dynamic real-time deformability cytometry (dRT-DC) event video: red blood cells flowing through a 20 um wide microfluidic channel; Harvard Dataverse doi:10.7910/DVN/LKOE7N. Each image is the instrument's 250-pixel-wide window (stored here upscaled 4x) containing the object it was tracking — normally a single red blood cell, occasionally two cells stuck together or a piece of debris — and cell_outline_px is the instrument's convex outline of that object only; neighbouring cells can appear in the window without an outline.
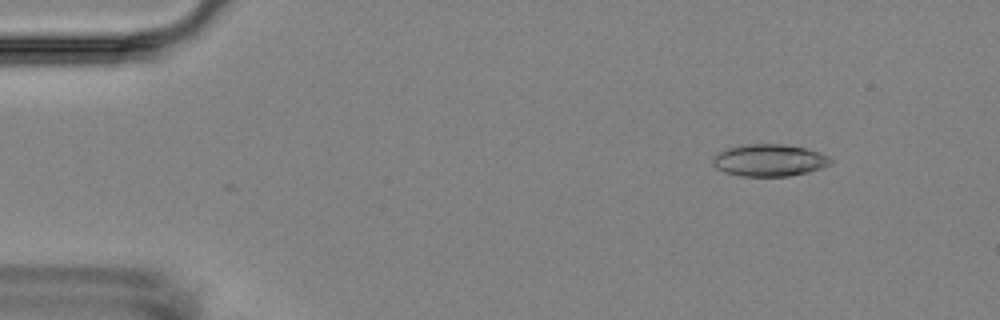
{"species": "Egyptian fruit bat (a non-hibernating species)", "species_latin": "Rousettus aegyptiacus", "temperature_condition": "room temperature", "stored_images_in_passage": 5, "camera_frame_rate_fps": 3000, "um_per_image_px": 0.085, "animal": {"sex": "female"}, "frame": {"image": 1, "passage_image": 2, "time_ms": 1.0, "image_size_px": [1000, 320], "cell_outline_px": [[832, 164], [808, 172], [788, 176], [740, 176], [724, 172], [716, 168], [712, 164], [712, 156], [728, 148], [740, 144], [780, 144], [804, 148], [820, 152], [828, 156], [832, 160]], "centroid_in_image_um": [65.36, 13.62], "position_along_channel_um": 19.6, "area_um2": 22.08}}
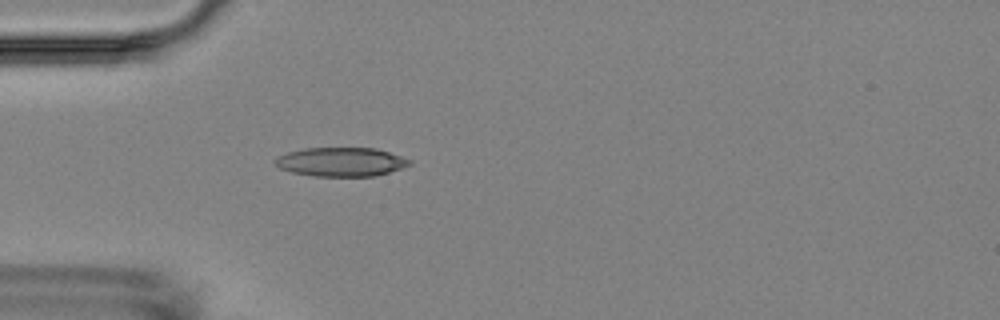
{"frame": {"image": 2, "passage_image": 5, "time_ms": 4.333, "image_size_px": [1000, 320], "cell_outline_px": [[412, 164], [376, 176], [312, 176], [292, 172], [280, 168], [272, 160], [288, 152], [304, 148], [376, 148], [412, 160]], "centroid_in_image_um": [28.98, 13.76], "position_along_channel_um": 56.0, "area_um2": 22.54}}